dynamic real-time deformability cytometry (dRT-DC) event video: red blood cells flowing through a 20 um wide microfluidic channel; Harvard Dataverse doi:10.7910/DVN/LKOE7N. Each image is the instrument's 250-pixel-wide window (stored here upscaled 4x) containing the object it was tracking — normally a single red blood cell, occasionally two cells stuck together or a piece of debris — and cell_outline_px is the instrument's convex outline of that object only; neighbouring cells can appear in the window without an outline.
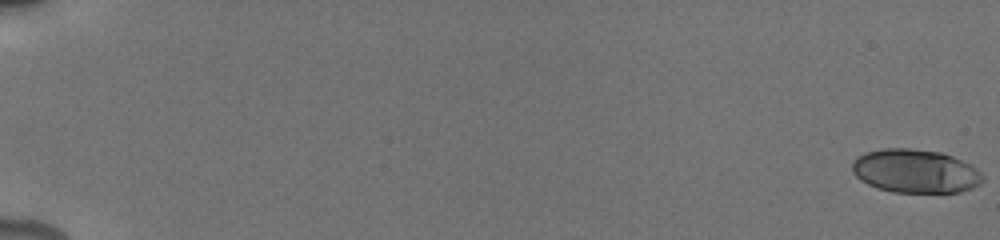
{"species": "human", "species_latin": "Homo sapiens", "temperature_condition": "cold", "stored_images_in_passage": 22, "camera_frame_rate_fps": 3000, "um_per_image_px": 0.085, "donor": {"sex": "male"}, "frame": {"image": 1, "passage_image": 1, "time_ms": 0.0, "image_size_px": [1000, 240], "cell_outline_px": [[984, 180], [980, 184], [972, 188], [960, 192], [892, 192], [876, 188], [860, 180], [852, 172], [852, 160], [856, 156], [864, 152], [884, 148], [908, 148], [940, 152], [952, 156], [976, 168], [984, 176]], "centroid_in_image_um": [77.77, 14.54], "position_along_channel_um": 7.2, "area_um2": 33.35}}
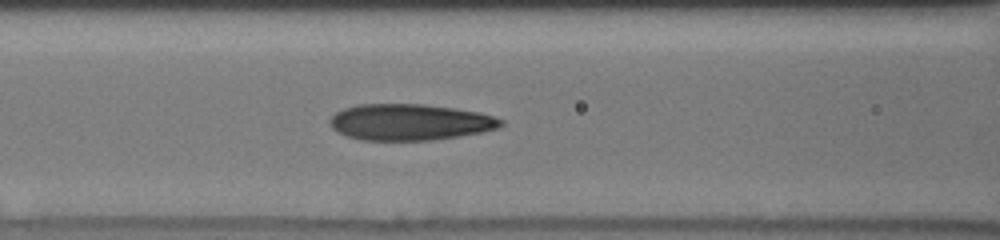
{"frame": {"image": 2, "passage_image": 17, "time_ms": 8.667, "image_size_px": [1000, 240], "cell_outline_px": [[504, 124], [500, 128], [480, 132], [456, 136], [428, 140], [360, 140], [348, 136], [332, 128], [328, 120], [336, 112], [344, 108], [356, 104], [424, 104], [456, 108], [480, 112], [504, 120]], "centroid_in_image_um": [34.84, 10.37], "position_along_channel_um": 131.8, "area_um2": 36.13}}
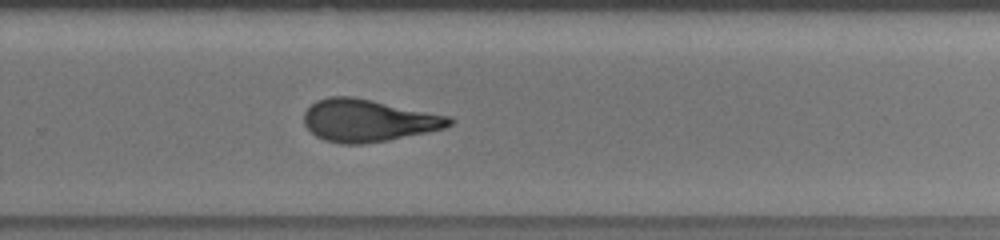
{"frame": {"image": 3, "passage_image": 22, "time_ms": 13.0, "image_size_px": [1000, 240], "cell_outline_px": [[456, 120], [452, 124], [444, 128], [428, 132], [388, 140], [360, 144], [340, 144], [324, 140], [316, 136], [304, 124], [304, 112], [316, 100], [328, 96], [352, 96], [452, 116]], "centroid_in_image_um": [31.32, 10.24], "position_along_channel_um": 298.5, "area_um2": 36.01}}